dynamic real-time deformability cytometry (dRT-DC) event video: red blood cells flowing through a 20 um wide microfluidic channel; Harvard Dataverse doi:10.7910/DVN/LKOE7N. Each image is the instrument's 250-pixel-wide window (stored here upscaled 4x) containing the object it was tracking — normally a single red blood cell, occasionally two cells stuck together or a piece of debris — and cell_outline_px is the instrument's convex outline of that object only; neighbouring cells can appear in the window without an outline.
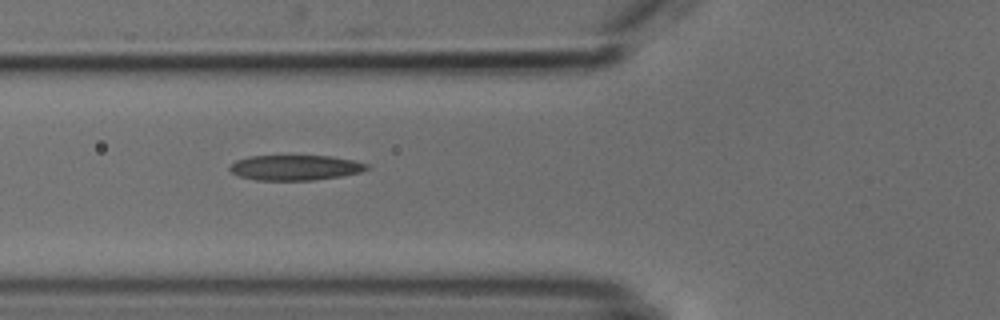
{"species": "common noctule bat (a hibernating species)", "species_latin": "Nyctalus noctula", "temperature_condition": "cold", "stored_images_in_passage": 10, "camera_frame_rate_fps": 3000, "um_per_image_px": 0.085, "animal": {"sex": "male", "body_mass_g": 18.8}, "frame": {"image": 1, "passage_image": 6, "time_ms": 5.667, "image_size_px": [1000, 320], "cell_outline_px": [[368, 168], [360, 172], [340, 176], [312, 180], [256, 180], [240, 176], [232, 172], [228, 168], [236, 160], [248, 156], [332, 156], [352, 160], [368, 164]], "centroid_in_image_um": [25.07, 14.24], "position_along_channel_um": 100.7, "area_um2": 19.94}}
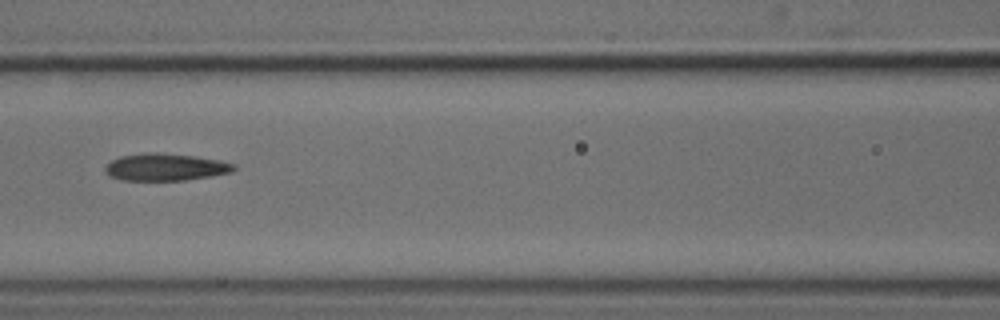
{"frame": {"image": 2, "passage_image": 7, "time_ms": 7.0, "image_size_px": [1000, 320], "cell_outline_px": [[236, 168], [232, 172], [212, 176], [184, 180], [120, 180], [104, 172], [104, 168], [112, 160], [120, 156], [144, 152], [156, 152], [196, 156], [220, 160], [236, 164]], "centroid_in_image_um": [14.08, 14.19], "position_along_channel_um": 152.5, "area_um2": 20.52}}
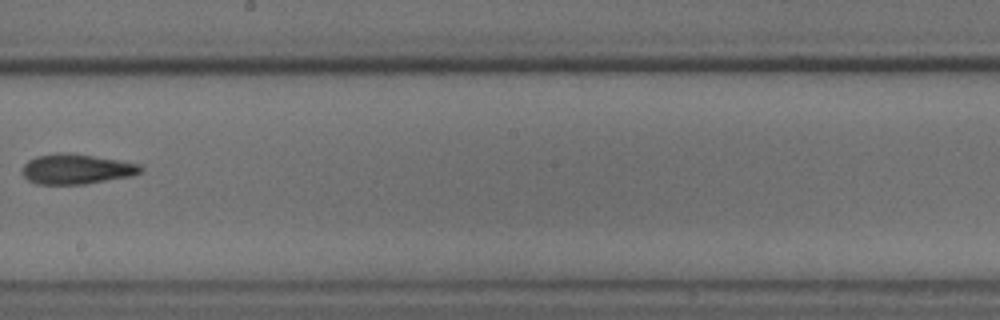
{"frame": {"image": 3, "passage_image": 9, "time_ms": 9.333, "image_size_px": [1000, 320], "cell_outline_px": [[144, 172], [132, 176], [84, 184], [36, 184], [28, 180], [20, 172], [24, 164], [28, 160], [36, 156], [56, 152], [68, 152], [120, 160], [144, 164]], "centroid_in_image_um": [6.53, 14.36], "position_along_channel_um": 241.7, "area_um2": 21.21}}